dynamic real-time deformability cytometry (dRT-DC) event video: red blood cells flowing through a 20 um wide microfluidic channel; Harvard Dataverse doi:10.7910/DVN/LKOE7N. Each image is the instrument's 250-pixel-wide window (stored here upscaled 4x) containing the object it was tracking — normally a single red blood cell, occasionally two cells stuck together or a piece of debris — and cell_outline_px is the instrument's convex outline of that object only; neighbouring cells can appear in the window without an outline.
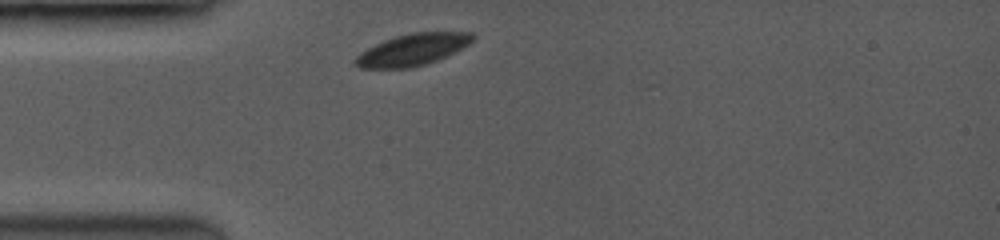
{"species": "common noctule bat (a hibernating species)", "species_latin": "Nyctalus noctula", "temperature_condition": "room temperature", "stored_images_in_passage": 1, "camera_frame_rate_fps": 3500, "um_per_image_px": 0.085, "animal": {"sex": "female", "body_mass_g": 19.0, "forearm_length_mm": 53.3}, "frame": {"image": 1, "passage_image": 1, "time_ms": 0.0, "image_size_px": [1000, 240], "cell_outline_px": [[476, 36], [468, 44], [436, 60], [424, 64], [408, 68], [360, 68], [356, 64], [356, 56], [360, 52], [384, 40], [396, 36], [412, 32], [472, 32]], "centroid_in_image_um": [35.05, 4.21], "position_along_channel_um": 49.9, "area_um2": 21.21}}